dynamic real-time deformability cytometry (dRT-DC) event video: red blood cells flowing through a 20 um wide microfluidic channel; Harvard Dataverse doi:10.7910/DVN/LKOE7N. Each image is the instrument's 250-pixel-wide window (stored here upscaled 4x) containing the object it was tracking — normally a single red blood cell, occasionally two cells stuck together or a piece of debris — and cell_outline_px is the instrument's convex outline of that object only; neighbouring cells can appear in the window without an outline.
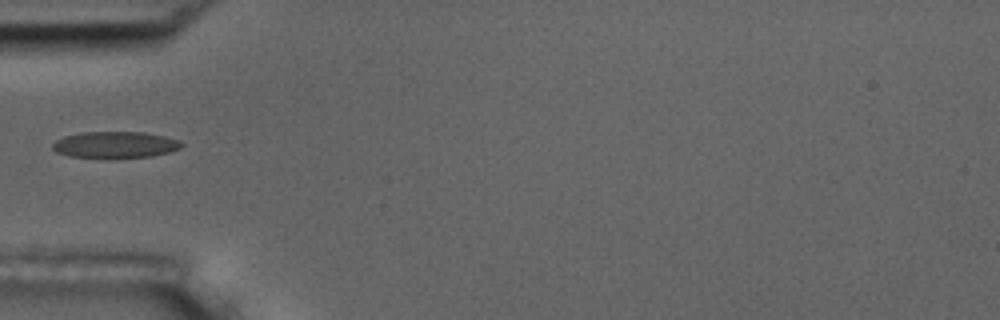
{"species": "common noctule bat (a hibernating species)", "species_latin": "Nyctalus noctula", "temperature_condition": "room temperature", "stored_images_in_passage": 6, "camera_frame_rate_fps": 3000, "um_per_image_px": 0.085, "animal": {"sex": "male", "body_mass_g": 17.5, "forearm_length_mm": 52.3}, "frame": {"image": 1, "passage_image": 1, "time_ms": 0.0, "image_size_px": [1000, 320], "cell_outline_px": [[184, 144], [180, 148], [168, 152], [152, 156], [116, 160], [100, 160], [68, 156], [56, 152], [52, 148], [52, 144], [56, 140], [64, 136], [80, 132], [144, 132], [164, 136], [180, 140]], "centroid_in_image_um": [9.75, 12.35], "position_along_channel_um": 75.2, "area_um2": 20.81}}
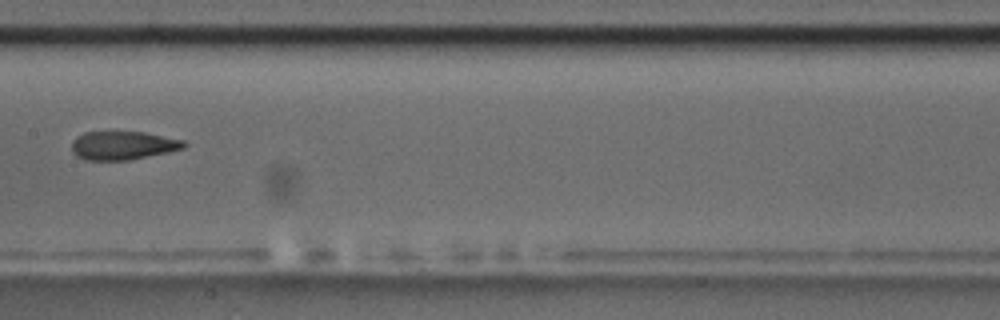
{"frame": {"image": 2, "passage_image": 4, "time_ms": 3.333, "image_size_px": [1000, 320], "cell_outline_px": [[188, 144], [184, 148], [168, 152], [128, 160], [84, 160], [76, 156], [72, 152], [72, 140], [76, 136], [84, 132], [144, 132], [184, 140]], "centroid_in_image_um": [10.43, 12.36], "position_along_channel_um": 197.0, "area_um2": 18.73}}
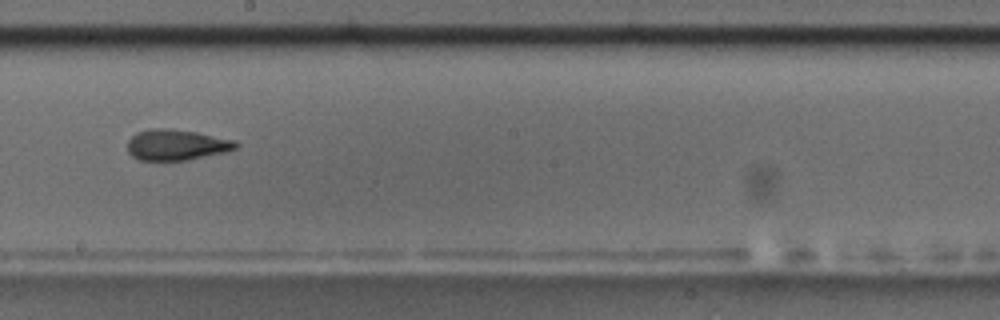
{"frame": {"image": 3, "passage_image": 5, "time_ms": 4.333, "image_size_px": [1000, 320], "cell_outline_px": [[240, 144], [236, 148], [224, 152], [188, 160], [140, 160], [132, 156], [128, 152], [128, 140], [136, 132], [148, 128], [168, 128], [196, 132], [236, 140]], "centroid_in_image_um": [14.99, 12.3], "position_along_channel_um": 233.2, "area_um2": 19.54}}